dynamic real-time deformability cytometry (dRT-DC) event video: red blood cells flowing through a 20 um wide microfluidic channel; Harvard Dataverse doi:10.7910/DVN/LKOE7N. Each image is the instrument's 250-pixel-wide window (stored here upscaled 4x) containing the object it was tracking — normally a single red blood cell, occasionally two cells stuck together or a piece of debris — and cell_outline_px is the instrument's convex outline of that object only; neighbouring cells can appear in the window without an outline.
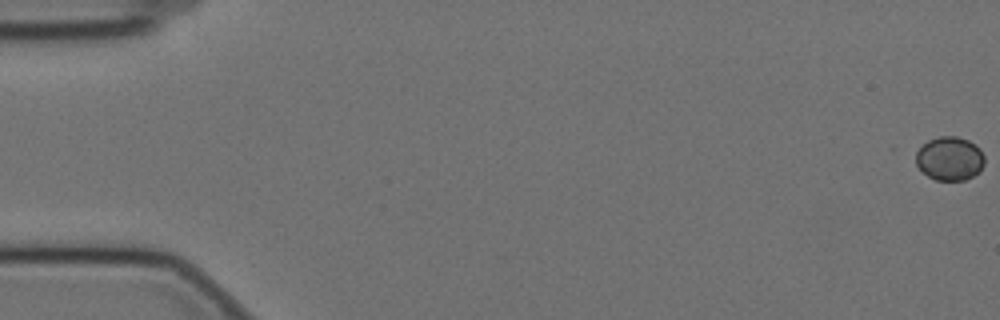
{"species": "Egyptian fruit bat (a non-hibernating species)", "species_latin": "Rousettus aegyptiacus", "temperature_condition": "cold", "stored_images_in_passage": 19, "camera_frame_rate_fps": 3000, "um_per_image_px": 0.085, "animal": {"sex": "female"}, "frame": {"image": 1, "passage_image": 1, "time_ms": 0.0, "image_size_px": [1000, 320], "cell_outline_px": [[984, 164], [980, 172], [964, 180], [936, 180], [928, 176], [916, 164], [916, 152], [928, 140], [940, 136], [956, 136], [968, 140], [976, 144], [980, 148], [984, 156]], "centroid_in_image_um": [80.75, 13.47], "position_along_channel_um": 4.2, "area_um2": 17.51}}
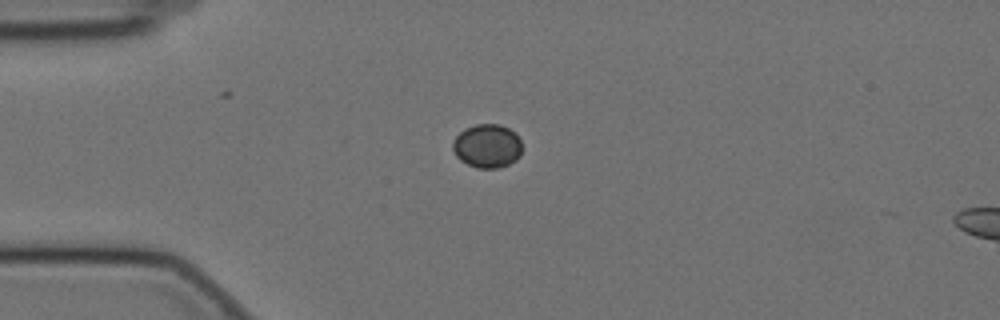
{"frame": {"image": 2, "passage_image": 16, "time_ms": 5.0, "image_size_px": [1000, 320], "cell_outline_px": [[520, 156], [516, 160], [500, 168], [476, 168], [460, 160], [456, 156], [452, 148], [452, 144], [456, 136], [464, 128], [476, 124], [500, 124], [516, 132], [520, 140]], "centroid_in_image_um": [41.4, 12.4], "position_along_channel_um": 43.6, "area_um2": 17.74}}